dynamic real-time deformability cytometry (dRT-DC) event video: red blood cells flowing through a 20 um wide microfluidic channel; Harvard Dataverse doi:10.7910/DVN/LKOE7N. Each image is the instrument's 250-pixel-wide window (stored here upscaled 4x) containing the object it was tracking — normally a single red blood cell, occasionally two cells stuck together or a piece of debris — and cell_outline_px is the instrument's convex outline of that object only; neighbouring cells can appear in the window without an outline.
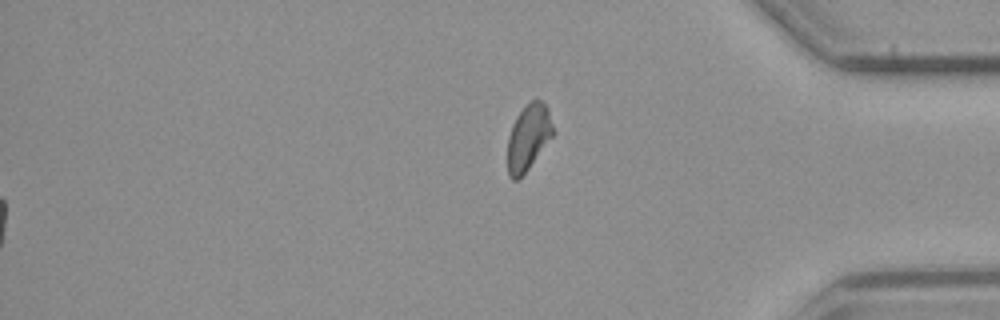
{"species": "common noctule bat (a hibernating species)", "species_latin": "Nyctalus noctula", "temperature_condition": "cold", "stored_images_in_passage": 41, "segment_of_instrument_passage": [2, 2], "camera_frame_rate_fps": 3000, "um_per_image_px": 0.085, "animal": {"sex": "male", "body_mass_g": 23.1, "forearm_length_mm": 52.7}, "frame": {"image": 1, "passage_image": 41, "time_ms": 13.333, "image_size_px": [1000, 320], "cell_outline_px": [[556, 132], [528, 168], [516, 180], [512, 180], [508, 176], [508, 136], [512, 124], [516, 116], [536, 96], [548, 108]], "centroid_in_image_um": [44.93, 11.64], "position_along_channel_um": 390.3, "area_um2": 17.46}}